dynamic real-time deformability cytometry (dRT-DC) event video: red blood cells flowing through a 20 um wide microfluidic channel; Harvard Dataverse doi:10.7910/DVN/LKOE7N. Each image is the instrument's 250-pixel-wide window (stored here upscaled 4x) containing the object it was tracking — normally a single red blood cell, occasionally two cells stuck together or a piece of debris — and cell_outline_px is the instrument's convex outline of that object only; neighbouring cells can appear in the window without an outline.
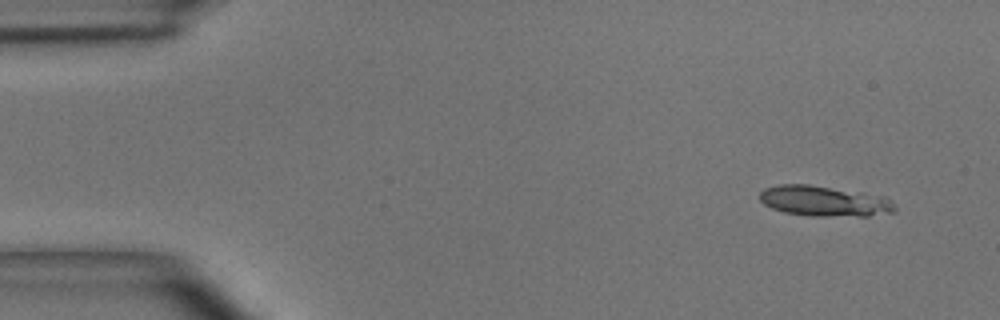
{"species": "common noctule bat (a hibernating species)", "species_latin": "Nyctalus noctula", "temperature_condition": "room temperature", "stored_images_in_passage": 4, "camera_frame_rate_fps": 3000, "um_per_image_px": 0.085, "animal": {"sex": "male", "body_mass_g": 15.6}, "frame": {"image": 1, "passage_image": 1, "time_ms": 0.0, "image_size_px": [1000, 320], "cell_outline_px": [[896, 212], [868, 216], [808, 216], [784, 212], [772, 208], [764, 204], [760, 200], [760, 192], [764, 188], [780, 184], [808, 184], [864, 192], [884, 196], [892, 200], [896, 208]], "centroid_in_image_um": [70.1, 17.09], "position_along_channel_um": 14.9, "area_um2": 24.33}}